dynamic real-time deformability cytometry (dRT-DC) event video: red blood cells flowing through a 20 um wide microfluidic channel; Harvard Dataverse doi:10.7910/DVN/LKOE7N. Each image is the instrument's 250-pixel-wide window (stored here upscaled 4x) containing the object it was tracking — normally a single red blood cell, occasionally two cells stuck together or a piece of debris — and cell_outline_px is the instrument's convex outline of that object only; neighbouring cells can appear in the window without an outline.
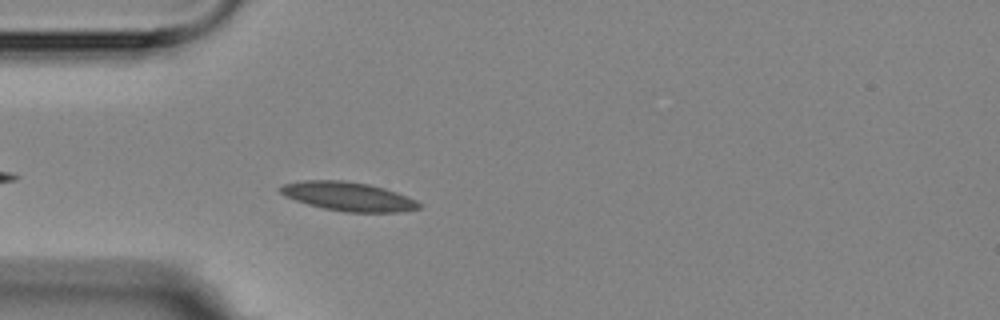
{"species": "Egyptian fruit bat (a non-hibernating species)", "species_latin": "Rousettus aegyptiacus", "temperature_condition": "room temperature", "stored_images_in_passage": 5, "camera_frame_rate_fps": 3000, "um_per_image_px": 0.085, "animal": {"sex": "female"}, "frame": {"image": 1, "passage_image": 5, "time_ms": 4.333, "image_size_px": [1000, 320], "cell_outline_px": [[424, 204], [420, 208], [400, 212], [344, 212], [324, 208], [308, 204], [284, 196], [280, 192], [280, 188], [284, 184], [304, 180], [344, 180], [368, 184], [384, 188], [396, 192], [416, 200]], "centroid_in_image_um": [29.63, 16.7], "position_along_channel_um": 55.4, "area_um2": 23.29}}